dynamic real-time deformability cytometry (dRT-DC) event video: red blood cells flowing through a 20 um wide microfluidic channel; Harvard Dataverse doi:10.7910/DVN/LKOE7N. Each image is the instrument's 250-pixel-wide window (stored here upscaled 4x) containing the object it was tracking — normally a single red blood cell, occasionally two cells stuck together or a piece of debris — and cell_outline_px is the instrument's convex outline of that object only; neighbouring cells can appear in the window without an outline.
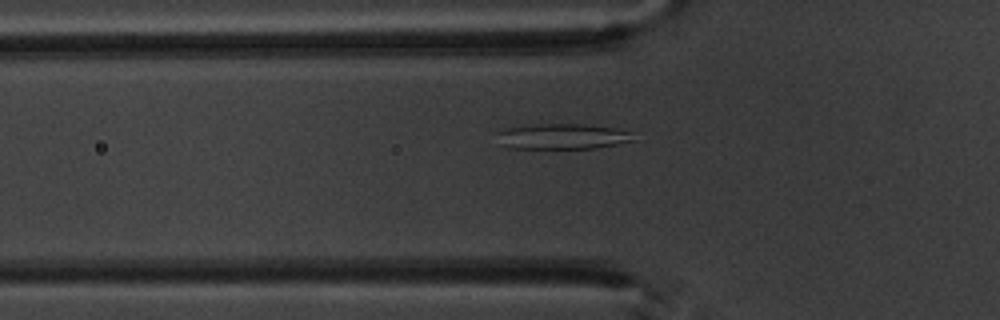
{"species": "common noctule bat (a hibernating species)", "species_latin": "Nyctalus noctula", "temperature_condition": "warm", "stored_images_in_passage": 5, "camera_frame_rate_fps": 3000, "um_per_image_px": 0.085, "animal": {"sex": "male", "body_mass_g": 20.1, "forearm_length_mm": 53.5}, "frame": {"image": 1, "passage_image": 5, "time_ms": 5.333, "image_size_px": [1000, 320], "cell_outline_px": [[636, 140], [596, 148], [508, 148], [500, 144], [496, 132], [508, 128], [536, 124], [584, 124], [612, 128], [632, 132]], "centroid_in_image_um": [47.8, 11.6], "position_along_channel_um": 78.0, "area_um2": 20.17}}